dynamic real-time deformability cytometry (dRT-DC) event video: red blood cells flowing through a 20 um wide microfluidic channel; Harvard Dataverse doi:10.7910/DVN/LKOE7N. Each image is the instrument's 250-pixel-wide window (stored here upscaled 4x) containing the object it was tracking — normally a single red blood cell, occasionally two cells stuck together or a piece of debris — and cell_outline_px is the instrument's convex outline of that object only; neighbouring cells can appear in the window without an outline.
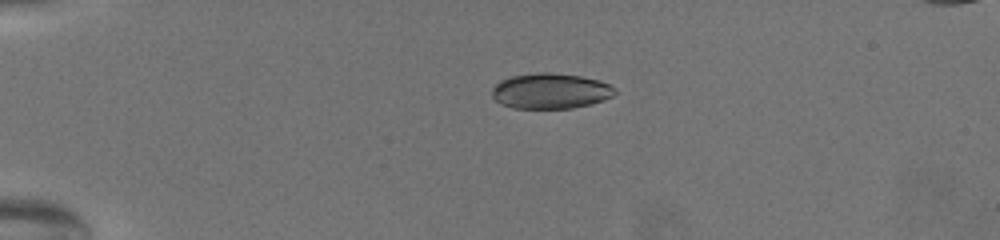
{"species": "common noctule bat (a hibernating species)", "species_latin": "Nyctalus noctula", "temperature_condition": "warm", "stored_images_in_passage": 52, "camera_frame_rate_fps": 3000, "um_per_image_px": 0.085, "animal": {"sex": "female", "body_mass_g": 19.5, "forearm_length_mm": 54.1}, "frame": {"image": 1, "passage_image": 1, "time_ms": 0.0, "image_size_px": [1000, 240], "cell_outline_px": [[616, 92], [612, 96], [604, 100], [572, 108], [512, 108], [500, 104], [492, 96], [492, 88], [500, 80], [512, 76], [540, 72], [548, 72], [580, 76], [600, 80], [616, 88]], "centroid_in_image_um": [46.78, 7.73], "position_along_channel_um": 38.2, "area_um2": 25.37}}
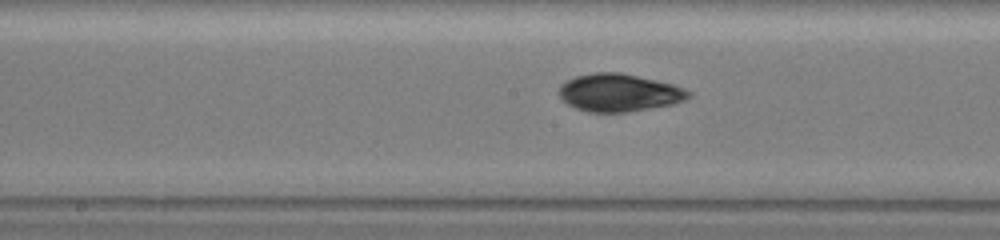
{"frame": {"image": 2, "passage_image": 22, "time_ms": 7.0, "image_size_px": [1000, 240], "cell_outline_px": [[692, 96], [684, 100], [672, 104], [624, 112], [588, 112], [576, 108], [568, 104], [560, 96], [560, 84], [576, 76], [596, 72], [620, 72], [656, 80], [672, 84], [692, 92]], "centroid_in_image_um": [52.62, 7.87], "position_along_channel_um": 195.6, "area_um2": 28.15}}
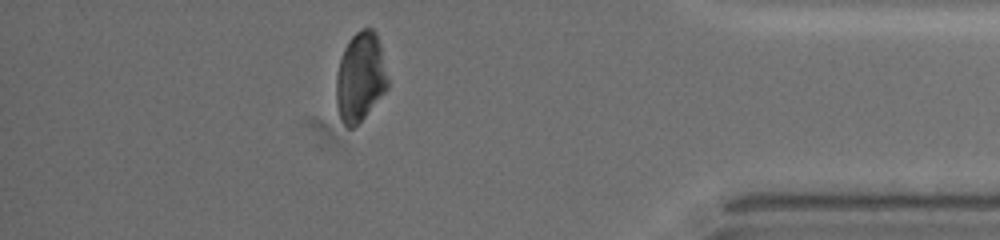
{"frame": {"image": 3, "passage_image": 45, "time_ms": 14.667, "image_size_px": [1000, 240], "cell_outline_px": [[388, 88], [364, 116], [352, 128], [348, 128], [340, 120], [336, 104], [336, 76], [340, 60], [344, 48], [348, 40], [356, 32], [364, 28], [372, 28], [376, 32], [380, 44], [388, 80]], "centroid_in_image_um": [30.61, 6.54], "position_along_channel_um": 404.6, "area_um2": 26.59}, "authors_computed_cell_mechanics": {"area_um2": 27.5995, "velocity_mm_per_s": 3.121, "shape_relaxation_time_tau1_ms": 3.144, "shape_relaxation_time_tau2_ms": null, "deformation_change_tau1": 0.1202, "deformation_change_tau2": null}}